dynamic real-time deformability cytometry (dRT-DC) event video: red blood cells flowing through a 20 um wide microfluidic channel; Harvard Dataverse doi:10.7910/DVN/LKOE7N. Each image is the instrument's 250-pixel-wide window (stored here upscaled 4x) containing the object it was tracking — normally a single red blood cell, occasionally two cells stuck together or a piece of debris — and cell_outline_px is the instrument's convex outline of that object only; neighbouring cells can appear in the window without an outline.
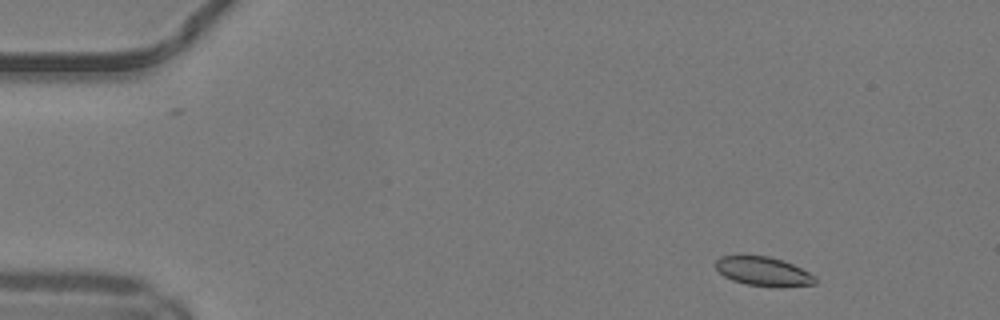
{"species": "common noctule bat (a hibernating species)", "species_latin": "Nyctalus noctula", "temperature_condition": "warm", "stored_images_in_passage": 47, "camera_frame_rate_fps": 3000, "um_per_image_px": 0.085, "animal": {"sex": "male", "body_mass_g": 19.2, "forearm_length_mm": 51.8}, "frame": {"image": 1, "passage_image": 3, "time_ms": 0.667, "image_size_px": [1000, 320], "cell_outline_px": [[816, 284], [780, 288], [748, 284], [732, 280], [724, 276], [716, 268], [716, 260], [720, 256], [768, 256], [792, 264], [816, 276]], "centroid_in_image_um": [64.91, 23.09], "position_along_channel_um": 20.1, "area_um2": 16.76}}
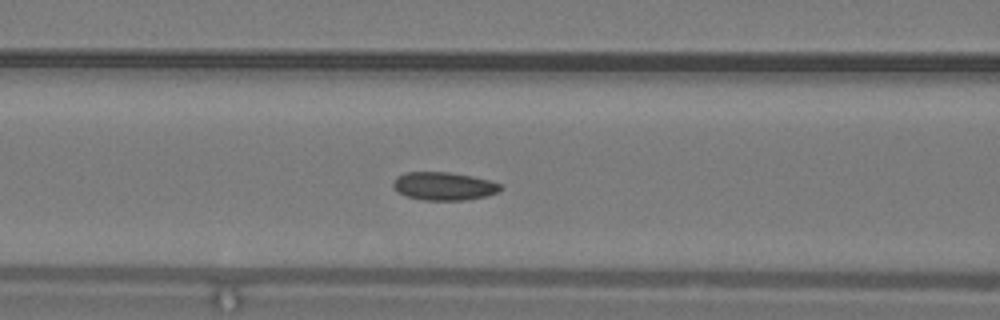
{"frame": {"image": 2, "passage_image": 18, "time_ms": 5.667, "image_size_px": [1000, 320], "cell_outline_px": [[504, 188], [496, 192], [484, 196], [464, 200], [424, 200], [404, 196], [396, 192], [392, 184], [396, 176], [408, 172], [448, 172], [472, 176], [488, 180], [500, 184]], "centroid_in_image_um": [37.67, 15.82], "position_along_channel_um": 128.9, "area_um2": 17.57}}
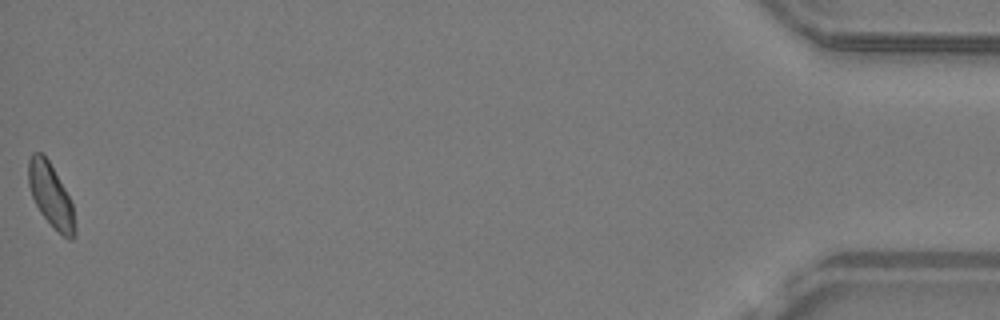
{"frame": {"image": 3, "passage_image": 47, "time_ms": 15.333, "image_size_px": [1000, 320], "cell_outline_px": [[76, 236], [72, 240], [68, 240], [40, 212], [32, 196], [28, 184], [28, 160], [32, 152], [40, 152], [48, 160], [64, 188], [72, 204], [76, 228]], "centroid_in_image_um": [4.32, 16.61], "position_along_channel_um": 430.9, "area_um2": 16.82}, "authors_computed_cell_mechanics": {"area_um2": 17.1666, "velocity_mm_per_s": 4.1437, "shape_relaxation_time_tau1_ms": 6.568, "shape_relaxation_time_tau2_ms": 5.2728, "deformation_change_tau1": 0.1265, "deformation_change_tau2": 0.0939}}